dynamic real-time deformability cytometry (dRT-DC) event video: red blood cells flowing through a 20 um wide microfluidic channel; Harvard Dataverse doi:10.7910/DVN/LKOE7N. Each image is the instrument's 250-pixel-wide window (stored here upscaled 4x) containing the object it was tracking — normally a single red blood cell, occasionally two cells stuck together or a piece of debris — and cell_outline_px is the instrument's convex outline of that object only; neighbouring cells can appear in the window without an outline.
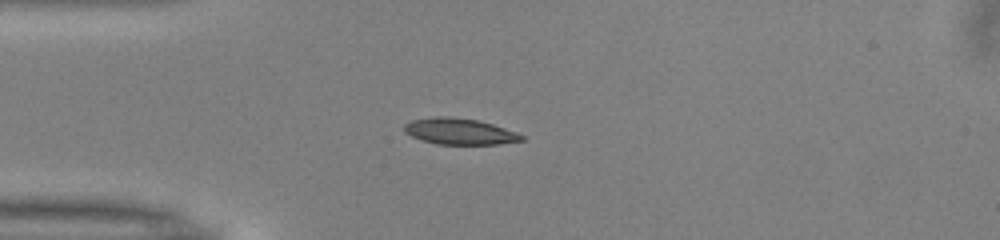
{"species": "common noctule bat (a hibernating species)", "species_latin": "Nyctalus noctula", "temperature_condition": "warm", "stored_images_in_passage": 35, "camera_frame_rate_fps": 3000, "um_per_image_px": 0.085, "animal": {"sex": "male", "body_mass_g": 13.0, "forearm_length_mm": 53.1}, "frame": {"image": 1, "passage_image": 1, "time_ms": 0.0, "image_size_px": [1000, 240], "cell_outline_px": [[524, 140], [500, 144], [436, 144], [420, 140], [404, 132], [404, 124], [412, 120], [436, 116], [448, 116], [480, 120], [516, 132], [524, 136]], "centroid_in_image_um": [39.04, 11.17], "position_along_channel_um": 46.0, "area_um2": 17.98}}
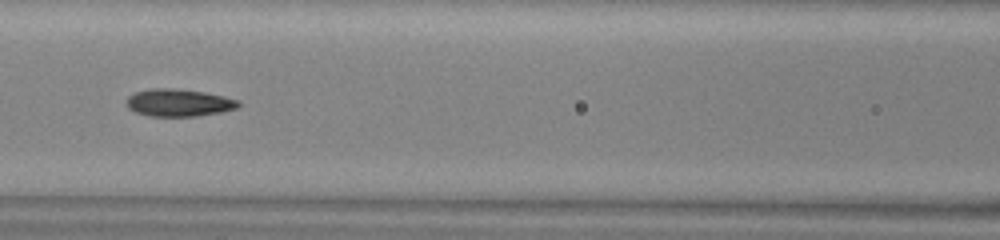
{"frame": {"image": 2, "passage_image": 10, "time_ms": 3.0, "image_size_px": [1000, 240], "cell_outline_px": [[240, 104], [236, 108], [220, 112], [196, 116], [152, 116], [136, 112], [128, 108], [128, 96], [136, 92], [152, 88], [172, 88], [204, 92], [224, 96], [240, 100]], "centroid_in_image_um": [15.22, 8.72], "position_along_channel_um": 151.4, "area_um2": 17.69}}
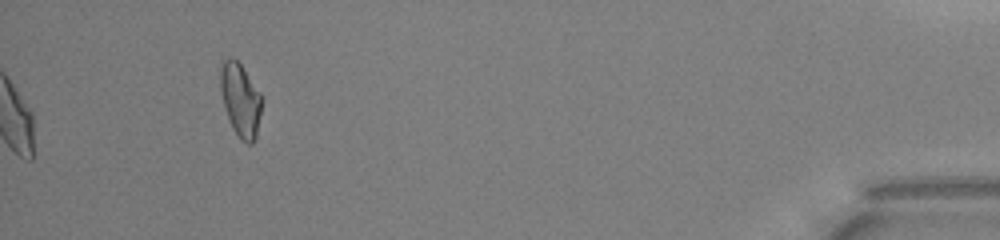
{"frame": {"image": 3, "passage_image": 35, "time_ms": 11.333, "image_size_px": [1000, 240], "cell_outline_px": [[264, 96], [256, 136], [252, 144], [248, 144], [240, 140], [232, 128], [220, 92], [220, 60], [232, 56], [240, 64]], "centroid_in_image_um": [20.45, 8.46], "position_along_channel_um": 414.8, "area_um2": 18.03}, "authors_computed_cell_mechanics": {"area_um2": 17.8602, "velocity_mm_per_s": 4.0339, "shape_relaxation_time_tau1_ms": 4.5911, "shape_relaxation_time_tau2_ms": 6.0919, "deformation_change_tau1": 0.1695, "deformation_change_tau2": 0.1006}}